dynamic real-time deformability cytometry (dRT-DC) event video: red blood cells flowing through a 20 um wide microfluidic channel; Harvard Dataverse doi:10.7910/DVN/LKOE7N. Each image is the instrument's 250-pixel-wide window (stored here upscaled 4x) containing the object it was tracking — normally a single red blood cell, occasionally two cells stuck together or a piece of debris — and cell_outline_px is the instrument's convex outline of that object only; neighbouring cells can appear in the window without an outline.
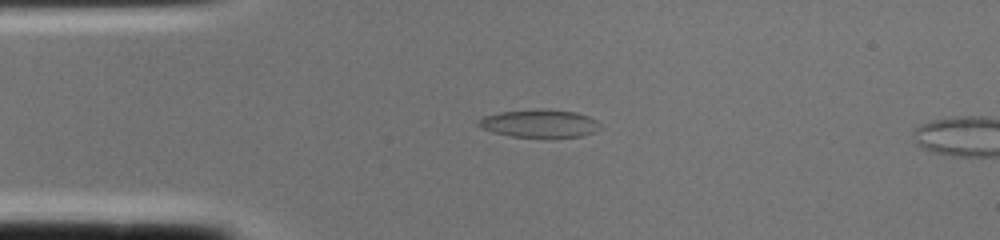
{"species": "common noctule bat (a hibernating species)", "species_latin": "Nyctalus noctula", "temperature_condition": "cold", "stored_images_in_passage": 2, "camera_frame_rate_fps": 3000, "um_per_image_px": 0.085, "animal": {"sex": "female", "body_mass_g": 22.0, "forearm_length_mm": 56.7}, "frame": {"image": 1, "passage_image": 1, "time_ms": 0.0, "image_size_px": [1000, 240], "cell_outline_px": [[600, 128], [596, 132], [580, 136], [552, 140], [512, 136], [480, 128], [476, 124], [476, 120], [484, 116], [500, 112], [536, 108], [576, 112], [588, 116], [596, 120], [600, 124]], "centroid_in_image_um": [45.87, 10.52], "position_along_channel_um": 39.1, "area_um2": 20.58}}